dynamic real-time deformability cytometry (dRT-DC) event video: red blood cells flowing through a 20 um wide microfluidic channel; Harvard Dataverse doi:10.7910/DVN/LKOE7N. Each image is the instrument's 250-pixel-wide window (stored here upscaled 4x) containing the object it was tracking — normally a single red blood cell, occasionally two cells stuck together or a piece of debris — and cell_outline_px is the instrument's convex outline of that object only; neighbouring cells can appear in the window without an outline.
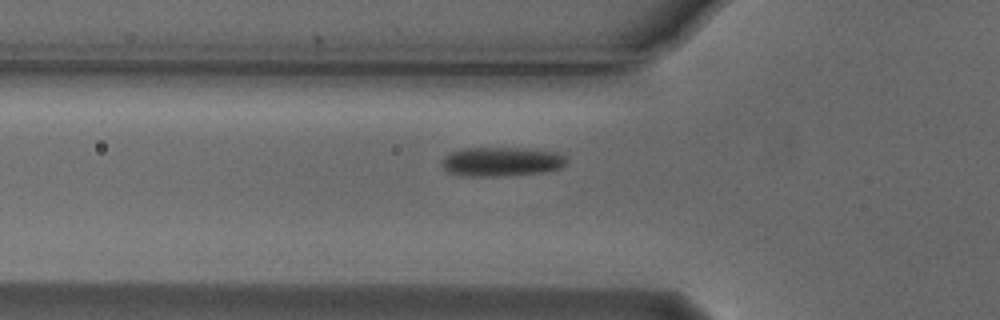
{"species": "Egyptian fruit bat (a non-hibernating species)", "species_latin": "Rousettus aegyptiacus", "temperature_condition": "cold", "stored_images_in_passage": 40, "camera_frame_rate_fps": 3000, "um_per_image_px": 0.085, "animal": {"sex": "male"}, "frame": {"image": 1, "passage_image": 3, "time_ms": 0.667, "image_size_px": [1000, 320], "cell_outline_px": [[568, 160], [560, 168], [544, 172], [504, 176], [460, 176], [448, 172], [440, 164], [440, 160], [444, 156], [460, 148], [524, 148], [556, 152], [564, 156]], "centroid_in_image_um": [42.57, 13.74], "position_along_channel_um": 83.2, "area_um2": 21.44}}
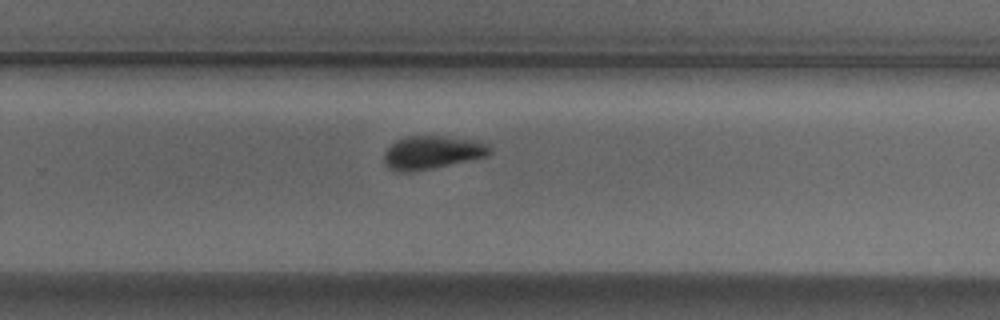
{"frame": {"image": 2, "passage_image": 20, "time_ms": 6.333, "image_size_px": [1000, 320], "cell_outline_px": [[492, 152], [488, 156], [432, 168], [408, 172], [400, 172], [388, 168], [384, 164], [384, 152], [396, 140], [408, 136], [448, 136], [476, 140], [488, 144], [492, 148]], "centroid_in_image_um": [36.74, 12.95], "position_along_channel_um": 293.1, "area_um2": 20.58}}
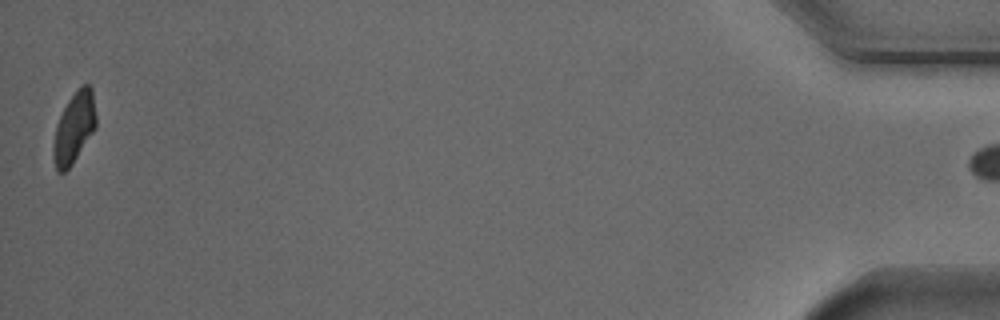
{"frame": {"image": 3, "passage_image": 39, "time_ms": 12.667, "image_size_px": [1000, 320], "cell_outline_px": [[96, 128], [72, 164], [64, 172], [56, 172], [52, 156], [52, 148], [56, 124], [68, 100], [80, 84], [88, 84], [92, 88], [96, 116]], "centroid_in_image_um": [6.29, 10.85], "position_along_channel_um": 428.9, "area_um2": 17.8}, "authors_computed_cell_mechanics": {"area_um2": 20.2589, "velocity_mm_per_s": 3.7115, "shape_relaxation_time_tau1_ms": 5.3669, "shape_relaxation_time_tau2_ms": null, "deformation_change_tau1": 0.1152, "deformation_change_tau2": null}}